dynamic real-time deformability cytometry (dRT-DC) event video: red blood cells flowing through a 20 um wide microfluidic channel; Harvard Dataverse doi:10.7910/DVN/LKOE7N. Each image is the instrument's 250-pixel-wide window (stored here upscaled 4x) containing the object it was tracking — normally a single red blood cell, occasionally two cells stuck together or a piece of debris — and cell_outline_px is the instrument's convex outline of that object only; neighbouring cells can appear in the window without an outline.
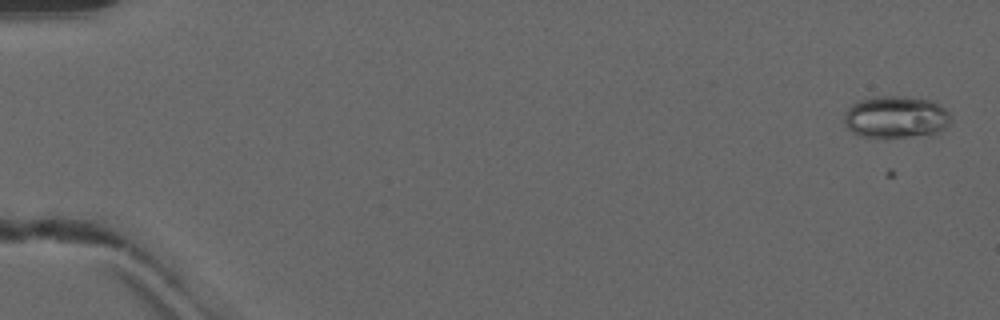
{"species": "common noctule bat (a hibernating species)", "species_latin": "Nyctalus noctula", "temperature_condition": "warm", "stored_images_in_passage": 19, "camera_frame_rate_fps": 3000, "um_per_image_px": 0.085, "animal": {"sex": "male", "forearm_length_mm": 52.5}, "frame": {"image": 1, "passage_image": 2, "time_ms": 0.333, "image_size_px": [1000, 320], "cell_outline_px": [[952, 120], [940, 132], [908, 136], [860, 136], [852, 132], [844, 124], [844, 112], [852, 104], [860, 100], [872, 96], [904, 96], [932, 100], [940, 104], [952, 116]], "centroid_in_image_um": [76.15, 9.91], "position_along_channel_um": 8.9, "area_um2": 26.13}}